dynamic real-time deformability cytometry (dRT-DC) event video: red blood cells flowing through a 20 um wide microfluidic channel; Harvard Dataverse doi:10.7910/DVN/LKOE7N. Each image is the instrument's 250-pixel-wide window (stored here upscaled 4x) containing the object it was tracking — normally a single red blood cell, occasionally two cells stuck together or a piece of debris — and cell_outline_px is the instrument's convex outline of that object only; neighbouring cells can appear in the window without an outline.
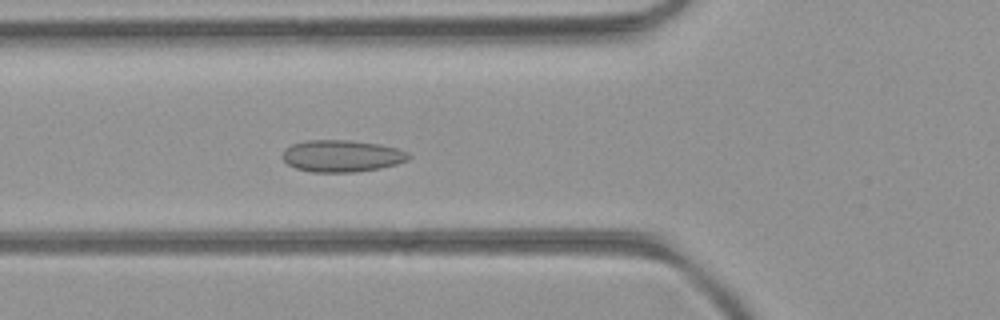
{"species": "common noctule bat (a hibernating species)", "species_latin": "Nyctalus noctula", "temperature_condition": "room temperature", "stored_images_in_passage": 50, "camera_frame_rate_fps": 3000, "um_per_image_px": 0.085, "animal": {"sex": "female", "body_mass_g": 21.9}, "frame": {"image": 1, "passage_image": 18, "time_ms": 5.667, "image_size_px": [1000, 320], "cell_outline_px": [[412, 156], [408, 160], [396, 164], [380, 168], [352, 172], [312, 172], [296, 168], [288, 164], [280, 156], [284, 148], [292, 144], [308, 140], [352, 140], [380, 144], [400, 148], [408, 152]], "centroid_in_image_um": [29.06, 13.24], "position_along_channel_um": 96.7, "area_um2": 23.7}}
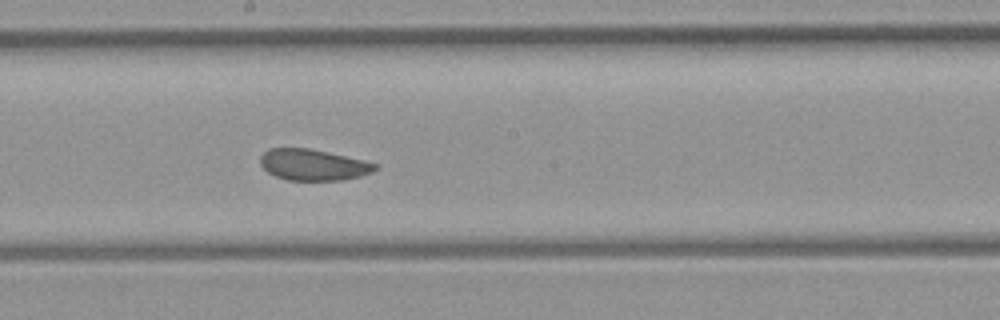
{"frame": {"image": 2, "passage_image": 27, "time_ms": 8.667, "image_size_px": [1000, 320], "cell_outline_px": [[380, 164], [372, 172], [360, 176], [344, 180], [288, 180], [276, 176], [268, 172], [260, 164], [260, 156], [268, 148], [308, 148], [364, 160]], "centroid_in_image_um": [26.62, 14.01], "position_along_channel_um": 221.6, "area_um2": 20.81}}
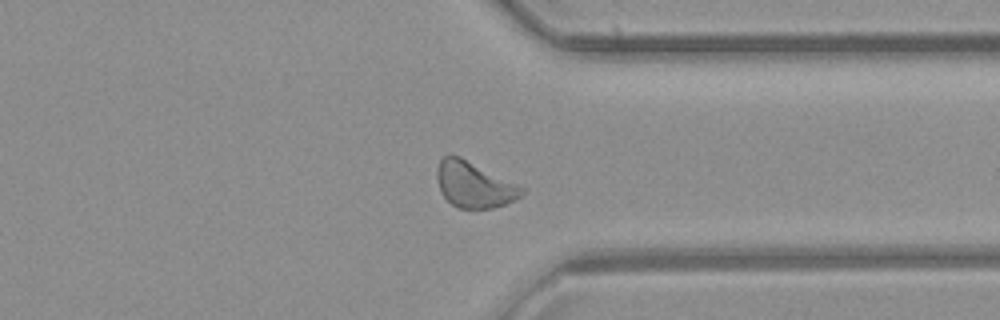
{"frame": {"image": 3, "passage_image": 38, "time_ms": 12.333, "image_size_px": [1000, 320], "cell_outline_px": [[524, 192], [516, 200], [492, 208], [456, 208], [440, 192], [436, 176], [436, 168], [440, 160], [448, 152], [460, 156], [520, 184], [524, 188]], "centroid_in_image_um": [40.29, 15.66], "position_along_channel_um": 371.1, "area_um2": 23.06}, "authors_computed_cell_mechanics": {"area_um2": 22.9466, "velocity_mm_per_s": 4.1417, "shape_relaxation_time_tau1_ms": 9.4821, "shape_relaxation_time_tau2_ms": 1.3605, "deformation_change_tau1": 0.1036, "deformation_change_tau2": 0.0484}}